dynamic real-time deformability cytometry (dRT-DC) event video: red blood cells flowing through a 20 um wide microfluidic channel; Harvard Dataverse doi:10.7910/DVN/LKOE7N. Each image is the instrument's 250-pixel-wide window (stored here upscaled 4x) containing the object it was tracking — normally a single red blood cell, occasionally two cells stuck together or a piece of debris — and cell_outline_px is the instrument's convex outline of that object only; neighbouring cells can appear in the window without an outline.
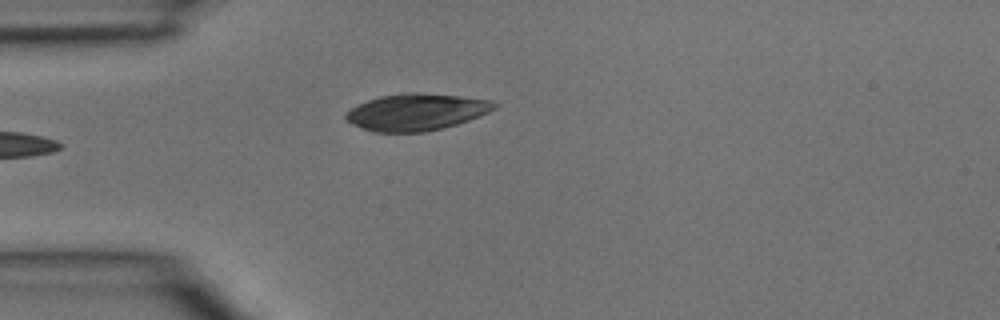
{"species": "common noctule bat (a hibernating species)", "species_latin": "Nyctalus noctula", "temperature_condition": "room temperature", "stored_images_in_passage": 1, "camera_frame_rate_fps": 3000, "um_per_image_px": 0.085, "animal": {"sex": "male", "body_mass_g": 15.6}, "frame": {"image": 1, "passage_image": 1, "time_ms": 0.0, "image_size_px": [1000, 320], "cell_outline_px": [[500, 104], [496, 108], [480, 116], [444, 128], [424, 132], [372, 132], [360, 128], [344, 120], [344, 116], [352, 108], [368, 100], [380, 96], [408, 92], [420, 92], [460, 96], [492, 100]], "centroid_in_image_um": [35.4, 9.52], "position_along_channel_um": 49.6, "area_um2": 32.02}}